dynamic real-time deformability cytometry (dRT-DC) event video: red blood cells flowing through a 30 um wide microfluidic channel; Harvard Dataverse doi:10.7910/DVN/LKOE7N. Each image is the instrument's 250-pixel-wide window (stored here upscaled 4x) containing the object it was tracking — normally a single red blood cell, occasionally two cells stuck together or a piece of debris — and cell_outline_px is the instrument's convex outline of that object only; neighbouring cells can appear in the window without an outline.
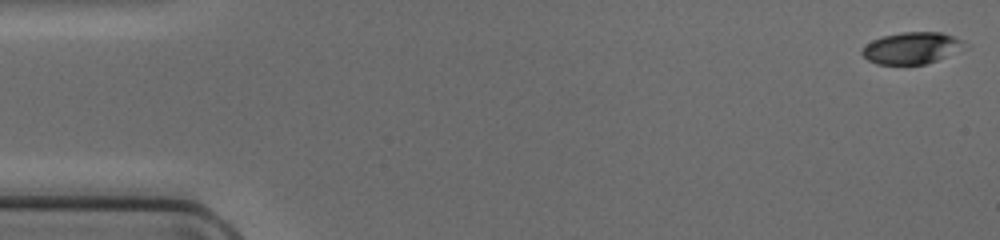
{"species": "common noctule bat (a hibernating species)", "species_latin": "Nyctalus noctula", "temperature_condition": "cold", "stored_images_in_passage": 48, "camera_frame_rate_fps": 3000, "um_per_image_px": 0.085, "animal": {"sex": "female", "body_mass_g": 17.0, "forearm_length_mm": 48.0}, "frame": {"image": 1, "passage_image": 1, "time_ms": 0.0, "image_size_px": [1000, 240], "cell_outline_px": [[972, 48], [924, 64], [876, 64], [868, 60], [860, 52], [872, 40], [880, 36], [900, 32], [940, 32], [964, 40]], "centroid_in_image_um": [77.59, 4.07], "position_along_channel_um": 7.4, "area_um2": 19.31}}
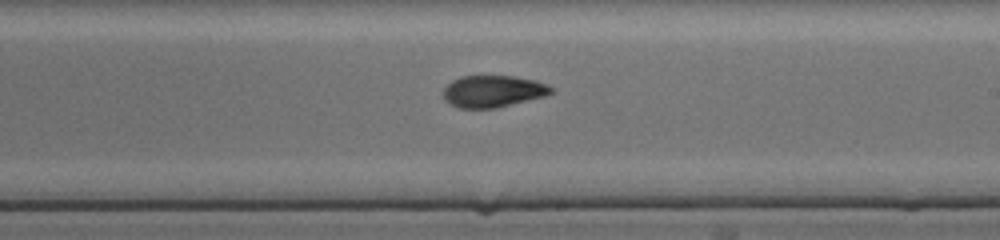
{"frame": {"image": 2, "passage_image": 28, "time_ms": 9.0, "image_size_px": [1000, 240], "cell_outline_px": [[556, 92], [544, 96], [496, 108], [460, 108], [444, 100], [440, 92], [452, 80], [460, 76], [512, 76], [536, 80], [548, 84], [556, 88]], "centroid_in_image_um": [41.92, 7.75], "position_along_channel_um": 247.1, "area_um2": 20.29}}
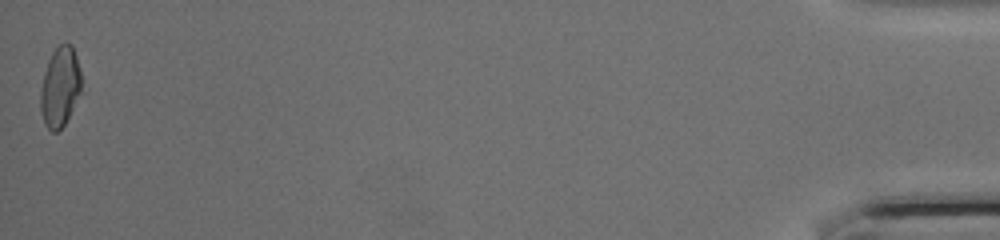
{"frame": {"image": 3, "passage_image": 48, "time_ms": 15.667, "image_size_px": [1000, 240], "cell_outline_px": [[80, 92], [64, 124], [56, 132], [52, 132], [44, 124], [40, 108], [40, 92], [44, 72], [48, 60], [52, 52], [60, 44], [72, 44], [80, 68]], "centroid_in_image_um": [5.08, 7.37], "position_along_channel_um": 430.1, "area_um2": 18.73}}